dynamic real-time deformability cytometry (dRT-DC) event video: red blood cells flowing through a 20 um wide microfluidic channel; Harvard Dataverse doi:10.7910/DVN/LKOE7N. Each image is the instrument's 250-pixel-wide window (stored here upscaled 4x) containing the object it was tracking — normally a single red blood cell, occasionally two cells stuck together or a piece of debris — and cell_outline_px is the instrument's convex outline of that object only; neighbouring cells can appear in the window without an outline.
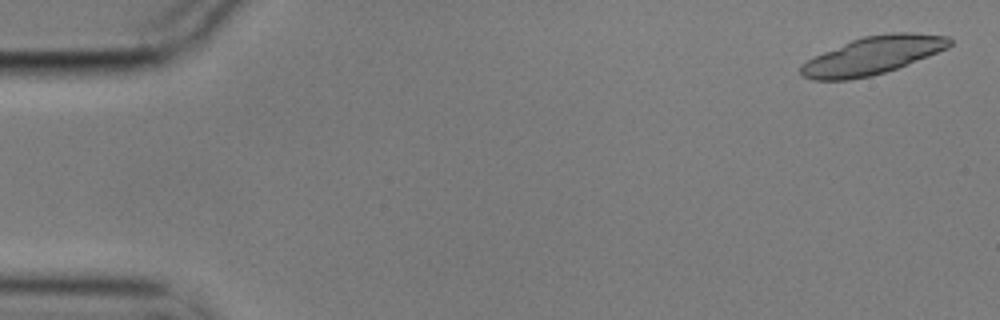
{"species": "common noctule bat (a hibernating species)", "species_latin": "Nyctalus noctula", "temperature_condition": "cold", "stored_images_in_passage": 19, "camera_frame_rate_fps": 3000, "um_per_image_px": 0.085, "animal": {"sex": "male", "body_mass_g": 17.9}, "frame": {"image": 1, "passage_image": 2, "time_ms": 0.333, "image_size_px": [1000, 320], "cell_outline_px": [[952, 44], [948, 48], [896, 68], [872, 76], [848, 80], [812, 80], [800, 76], [800, 68], [808, 60], [824, 52], [852, 40], [864, 36], [892, 32], [912, 32], [948, 36], [952, 40]], "centroid_in_image_um": [74.19, 4.72], "position_along_channel_um": 10.8, "area_um2": 32.48}}